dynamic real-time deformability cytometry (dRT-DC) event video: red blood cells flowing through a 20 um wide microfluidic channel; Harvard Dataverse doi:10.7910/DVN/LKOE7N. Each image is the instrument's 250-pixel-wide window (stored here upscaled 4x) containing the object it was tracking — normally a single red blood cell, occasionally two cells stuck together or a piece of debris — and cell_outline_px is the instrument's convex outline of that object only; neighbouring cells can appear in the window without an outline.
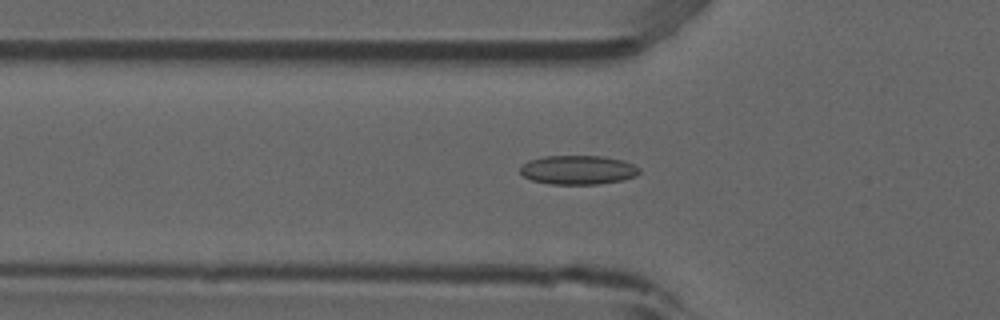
{"species": "common noctule bat (a hibernating species)", "species_latin": "Nyctalus noctula", "temperature_condition": "room temperature", "stored_images_in_passage": 46, "camera_frame_rate_fps": 3000, "um_per_image_px": 0.085, "animal": {"sex": "male", "forearm_length_mm": 52.5}, "frame": {"image": 1, "passage_image": 11, "time_ms": 3.333, "image_size_px": [1000, 320], "cell_outline_px": [[640, 172], [636, 176], [624, 180], [600, 184], [548, 184], [532, 180], [524, 176], [520, 172], [520, 168], [528, 160], [544, 156], [600, 156], [624, 160], [640, 168]], "centroid_in_image_um": [49.15, 14.44], "position_along_channel_um": 76.6, "area_um2": 20.29}}
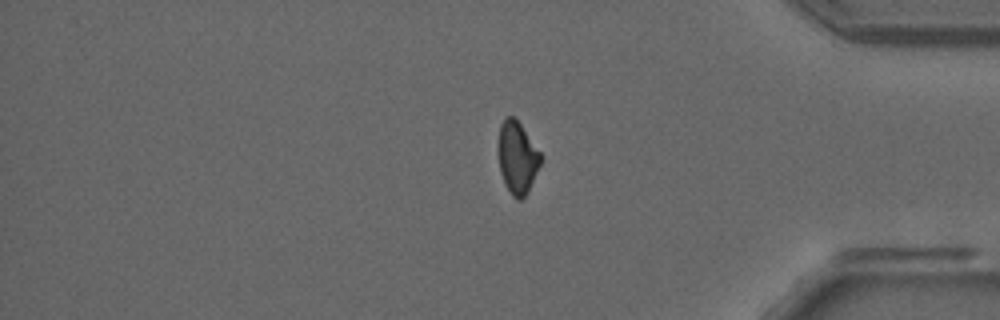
{"frame": {"image": 2, "passage_image": 37, "time_ms": 12.0, "image_size_px": [1000, 320], "cell_outline_px": [[540, 164], [528, 192], [520, 200], [516, 200], [512, 196], [500, 172], [496, 152], [496, 148], [500, 124], [508, 116], [512, 116], [520, 124], [540, 152]], "centroid_in_image_um": [43.92, 13.39], "position_along_channel_um": 391.3, "area_um2": 17.8}}
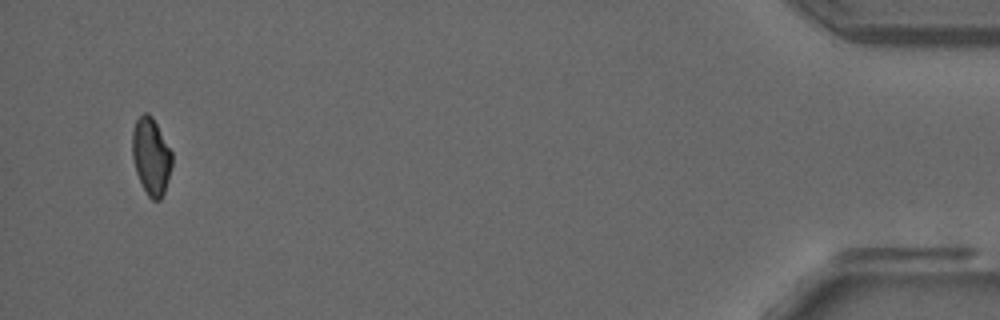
{"frame": {"image": 3, "passage_image": 44, "time_ms": 14.333, "image_size_px": [1000, 320], "cell_outline_px": [[172, 164], [164, 192], [160, 200], [152, 200], [148, 196], [136, 172], [132, 156], [132, 132], [136, 120], [144, 112], [148, 112], [152, 116], [172, 152]], "centroid_in_image_um": [12.84, 13.27], "position_along_channel_um": 422.4, "area_um2": 17.69}, "authors_computed_cell_mechanics": {"area_um2": 18.6983, "velocity_mm_per_s": 3.8897, "shape_relaxation_time_tau1_ms": null, "shape_relaxation_time_tau2_ms": 3.2651, "deformation_change_tau1": null, "deformation_change_tau2": 0.0838}}